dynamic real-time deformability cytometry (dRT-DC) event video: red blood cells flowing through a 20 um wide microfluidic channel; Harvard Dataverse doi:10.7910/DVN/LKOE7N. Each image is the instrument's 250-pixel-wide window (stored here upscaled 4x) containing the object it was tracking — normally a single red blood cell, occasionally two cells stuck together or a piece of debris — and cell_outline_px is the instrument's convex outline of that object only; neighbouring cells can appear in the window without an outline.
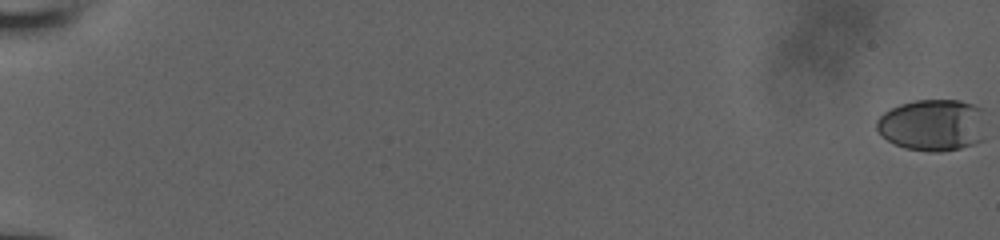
{"species": "human", "species_latin": "Homo sapiens", "temperature_condition": "room temperature", "stored_images_in_passage": 34, "camera_frame_rate_fps": 3000, "um_per_image_px": 0.085, "donor": {"sex": "male"}, "frame": {"image": 1, "passage_image": 1, "time_ms": 0.0, "image_size_px": [1000, 240], "cell_outline_px": [[984, 108], [980, 140], [972, 144], [960, 148], [940, 152], [928, 152], [904, 148], [880, 136], [876, 128], [876, 120], [884, 112], [900, 104], [916, 100], [960, 100]], "centroid_in_image_um": [79.23, 10.62], "position_along_channel_um": 5.8, "area_um2": 32.95}}
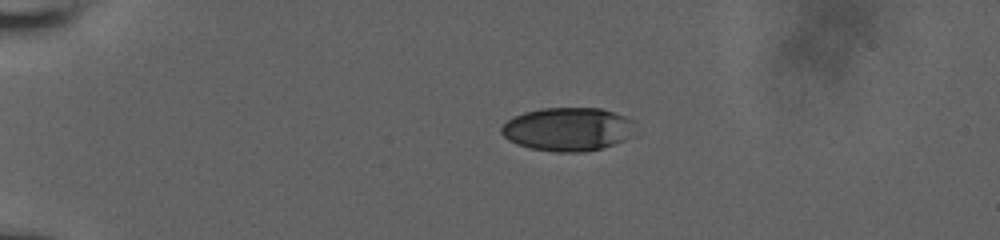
{"frame": {"image": 2, "passage_image": 24, "time_ms": 5.333, "image_size_px": [1000, 240], "cell_outline_px": [[636, 120], [628, 136], [624, 140], [600, 148], [584, 152], [556, 152], [532, 148], [508, 140], [500, 132], [500, 128], [512, 116], [524, 112], [540, 108], [600, 108]], "centroid_in_image_um": [48.23, 10.97], "position_along_channel_um": 36.8, "area_um2": 33.64}}